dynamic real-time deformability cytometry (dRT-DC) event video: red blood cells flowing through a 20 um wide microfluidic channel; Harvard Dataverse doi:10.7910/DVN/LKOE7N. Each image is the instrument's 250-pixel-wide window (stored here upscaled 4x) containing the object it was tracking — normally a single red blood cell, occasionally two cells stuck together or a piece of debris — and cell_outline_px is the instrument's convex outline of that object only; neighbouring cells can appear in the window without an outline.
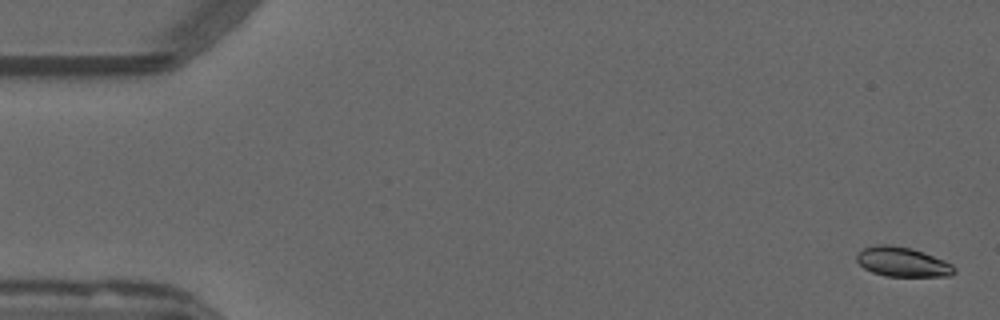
{"species": "common noctule bat (a hibernating species)", "species_latin": "Nyctalus noctula", "temperature_condition": "warm", "stored_images_in_passage": 2, "camera_frame_rate_fps": 3000, "um_per_image_px": 0.085, "animal": {"sex": "male", "forearm_length_mm": 52.5}, "frame": {"image": 1, "passage_image": 1, "time_ms": 0.0, "image_size_px": [1000, 320], "cell_outline_px": [[956, 272], [948, 276], [884, 276], [872, 272], [864, 268], [856, 260], [856, 256], [864, 248], [876, 244], [892, 244], [912, 248], [924, 252], [944, 260], [952, 264], [956, 268]], "centroid_in_image_um": [76.72, 22.25], "position_along_channel_um": 8.3, "area_um2": 16.94}}